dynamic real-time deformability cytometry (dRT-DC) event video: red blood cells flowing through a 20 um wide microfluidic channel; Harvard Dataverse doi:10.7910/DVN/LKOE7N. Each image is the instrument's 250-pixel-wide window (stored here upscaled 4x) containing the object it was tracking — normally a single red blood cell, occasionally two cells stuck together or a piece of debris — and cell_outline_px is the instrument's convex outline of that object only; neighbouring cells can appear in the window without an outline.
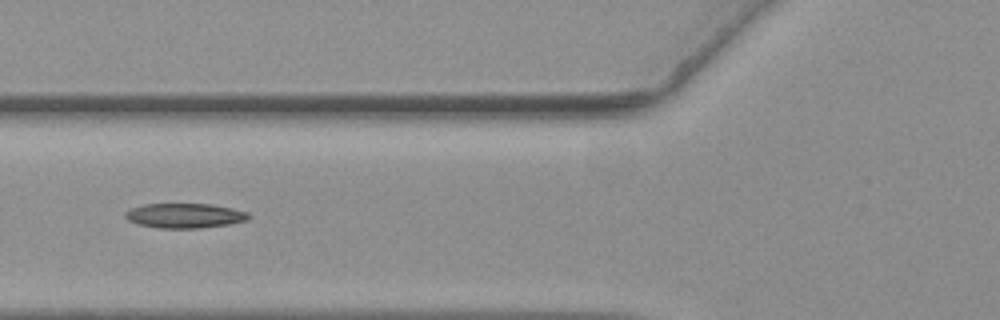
{"species": "common noctule bat (a hibernating species)", "species_latin": "Nyctalus noctula", "temperature_condition": "warm", "stored_images_in_passage": 37, "camera_frame_rate_fps": 3000, "um_per_image_px": 0.085, "animal": {"sex": "female", "body_mass_g": 19.3, "forearm_length_mm": 54.1}, "frame": {"image": 1, "passage_image": 6, "time_ms": 1.667, "image_size_px": [1000, 320], "cell_outline_px": [[252, 216], [248, 220], [228, 224], [200, 228], [156, 228], [140, 224], [128, 220], [124, 216], [124, 212], [132, 208], [144, 204], [212, 204], [232, 208], [248, 212]], "centroid_in_image_um": [15.72, 18.33], "position_along_channel_um": 110.1, "area_um2": 17.8}}
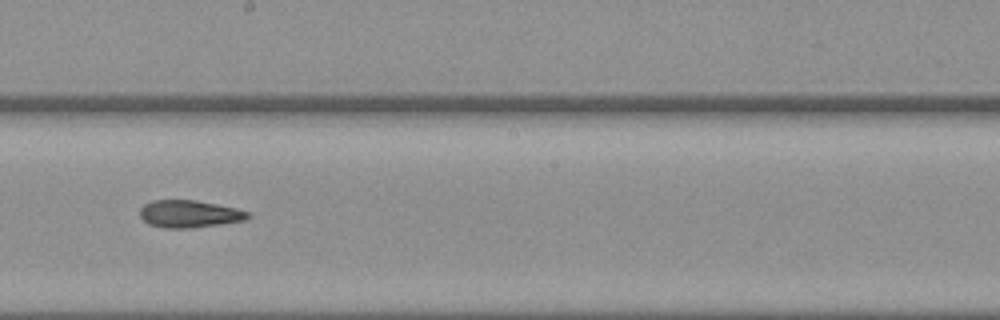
{"frame": {"image": 2, "passage_image": 16, "time_ms": 5.0, "image_size_px": [1000, 320], "cell_outline_px": [[252, 216], [244, 220], [220, 224], [192, 228], [164, 228], [148, 224], [140, 216], [140, 208], [144, 204], [152, 200], [196, 200], [236, 208], [248, 212]], "centroid_in_image_um": [16.07, 18.18], "position_along_channel_um": 232.1, "area_um2": 17.22}}
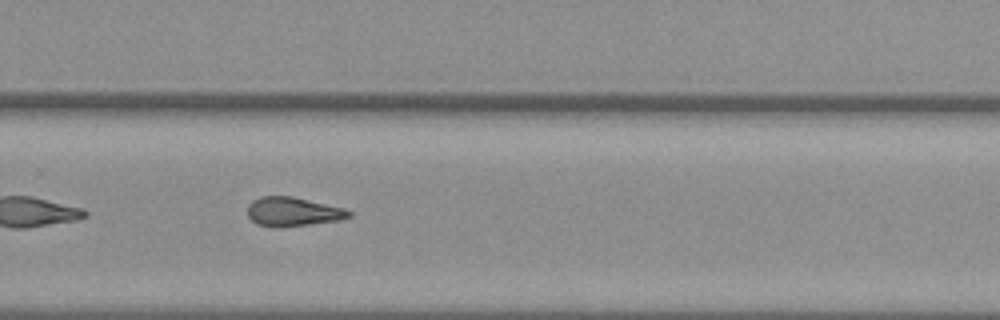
{"frame": {"image": 3, "passage_image": 22, "time_ms": 7.0, "image_size_px": [1000, 320], "cell_outline_px": [[352, 216], [340, 220], [280, 228], [272, 228], [256, 224], [248, 216], [248, 204], [252, 200], [260, 196], [292, 196], [344, 208], [352, 212]], "centroid_in_image_um": [24.87, 18.0], "position_along_channel_um": 304.9, "area_um2": 17.4}, "authors_computed_cell_mechanics": {"area_um2": 17.4556, "velocity_mm_per_s": 3.6563, "shape_relaxation_time_tau1_ms": 6.8124, "shape_relaxation_time_tau2_ms": 6.2125, "deformation_change_tau1": 0.1802, "deformation_change_tau2": 0.1604}}